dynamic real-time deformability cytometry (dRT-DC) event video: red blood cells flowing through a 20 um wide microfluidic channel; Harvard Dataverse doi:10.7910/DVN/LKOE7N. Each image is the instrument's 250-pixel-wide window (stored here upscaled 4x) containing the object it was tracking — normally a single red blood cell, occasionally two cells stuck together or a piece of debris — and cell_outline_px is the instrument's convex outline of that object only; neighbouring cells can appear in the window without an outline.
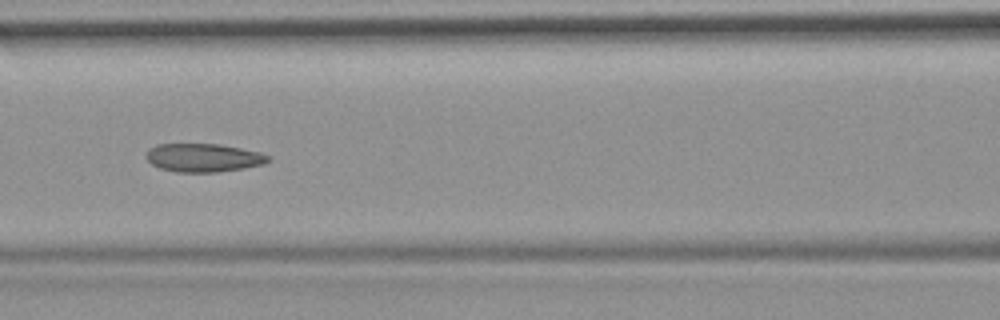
{"species": "common noctule bat (a hibernating species)", "species_latin": "Nyctalus noctula", "temperature_condition": "room temperature", "stored_images_in_passage": 53, "camera_frame_rate_fps": 3000, "um_per_image_px": 0.085, "animal": {"sex": "female", "body_mass_g": 19.9}, "frame": {"image": 1, "passage_image": 23, "time_ms": 7.333, "image_size_px": [1000, 320], "cell_outline_px": [[272, 160], [264, 164], [244, 168], [216, 172], [176, 172], [160, 168], [152, 164], [148, 160], [148, 148], [156, 144], [220, 144], [260, 152], [272, 156]], "centroid_in_image_um": [17.34, 13.4], "position_along_channel_um": 149.3, "area_um2": 20.23}, "authors_computed_cell_mechanics": {"area_um2": 21.2704, "velocity_mm_per_s": 3.7375, "shape_relaxation_time_tau1_ms": null, "shape_relaxation_time_tau2_ms": 2.2359, "deformation_change_tau1": null, "deformation_change_tau2": 0.1013}}